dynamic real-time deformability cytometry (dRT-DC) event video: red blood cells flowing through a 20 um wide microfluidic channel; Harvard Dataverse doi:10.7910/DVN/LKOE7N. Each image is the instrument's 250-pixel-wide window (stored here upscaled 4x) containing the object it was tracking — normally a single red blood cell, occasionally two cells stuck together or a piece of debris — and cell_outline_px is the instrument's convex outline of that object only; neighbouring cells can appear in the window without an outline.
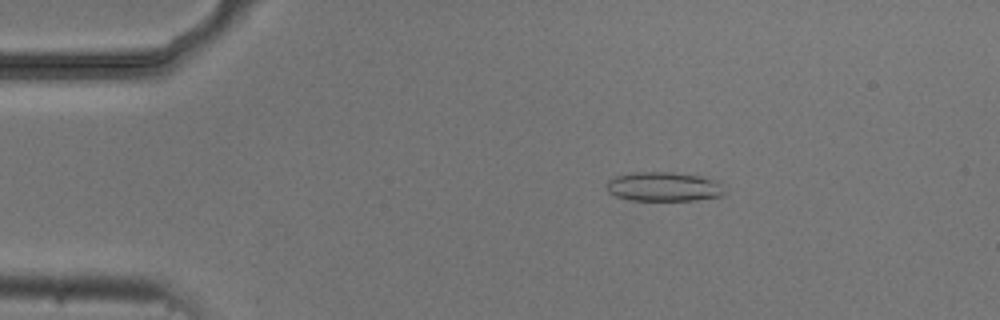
{"species": "common noctule bat (a hibernating species)", "species_latin": "Nyctalus noctula", "temperature_condition": "cold", "stored_images_in_passage": 11, "camera_frame_rate_fps": 3000, "um_per_image_px": 0.085, "animal": {"sex": "male", "body_mass_g": 20.5, "forearm_length_mm": 52.5}, "frame": {"image": 1, "passage_image": 3, "time_ms": 3.0, "image_size_px": [1000, 320], "cell_outline_px": [[724, 192], [720, 196], [696, 200], [628, 200], [616, 196], [608, 192], [608, 180], [616, 176], [632, 172], [672, 172], [700, 176], [716, 180]], "centroid_in_image_um": [56.38, 15.86], "position_along_channel_um": 28.6, "area_um2": 19.94}}
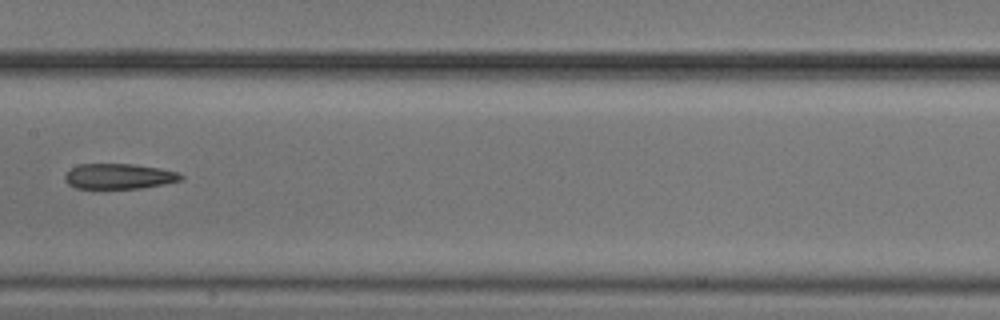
{"frame": {"image": 2, "passage_image": 8, "time_ms": 9.0, "image_size_px": [1000, 320], "cell_outline_px": [[184, 176], [180, 180], [164, 184], [140, 188], [76, 188], [68, 184], [64, 180], [64, 176], [72, 168], [80, 164], [132, 164], [160, 168], [176, 172]], "centroid_in_image_um": [10.1, 14.98], "position_along_channel_um": 197.3, "area_um2": 16.94}}
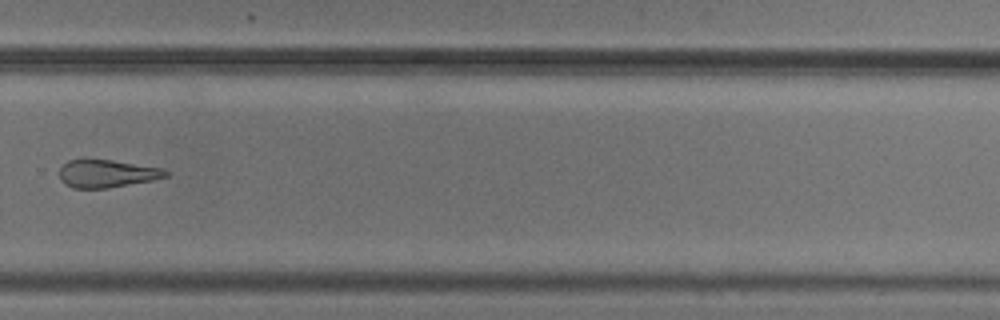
{"frame": {"image": 3, "passage_image": 11, "time_ms": 12.333, "image_size_px": [1000, 320], "cell_outline_px": [[168, 176], [152, 180], [108, 188], [72, 188], [64, 184], [60, 180], [60, 168], [68, 160], [112, 160], [160, 168], [168, 172]], "centroid_in_image_um": [9.05, 14.77], "position_along_channel_um": 320.8, "area_um2": 16.94}}